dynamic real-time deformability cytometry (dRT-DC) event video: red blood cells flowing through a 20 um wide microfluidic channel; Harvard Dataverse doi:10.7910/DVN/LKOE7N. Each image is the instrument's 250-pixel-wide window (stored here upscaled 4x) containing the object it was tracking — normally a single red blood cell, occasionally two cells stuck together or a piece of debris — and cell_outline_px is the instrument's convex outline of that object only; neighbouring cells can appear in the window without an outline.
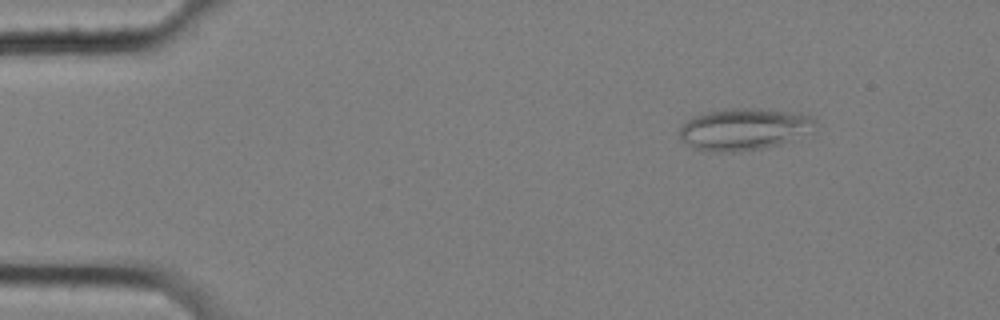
{"species": "common noctule bat (a hibernating species)", "species_latin": "Nyctalus noctula", "temperature_condition": "cold", "stored_images_in_passage": 57, "camera_frame_rate_fps": 3000, "um_per_image_px": 0.085, "animal": {"sex": "female", "body_mass_g": 25.1}, "frame": {"image": 1, "passage_image": 7, "time_ms": 2.0, "image_size_px": [1000, 320], "cell_outline_px": [[816, 120], [792, 140], [768, 148], [736, 152], [712, 152], [692, 148], [680, 136], [680, 128], [692, 116], [704, 112], [724, 108], [760, 108], [792, 112], [812, 116]], "centroid_in_image_um": [63.13, 10.97], "position_along_channel_um": 21.9, "area_um2": 32.77}}
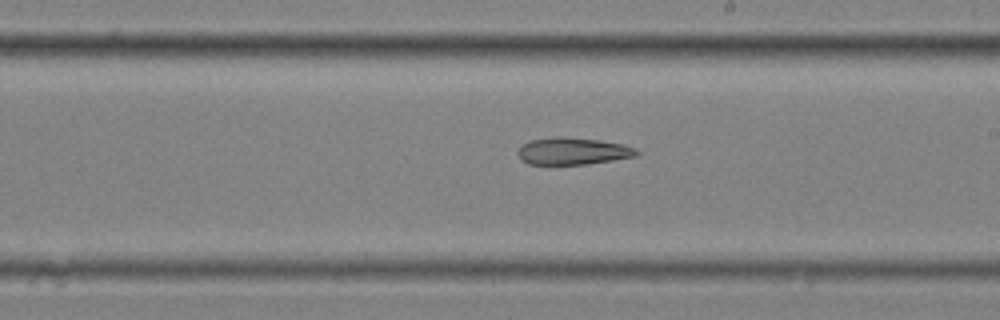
{"frame": {"image": 2, "passage_image": 33, "time_ms": 10.667, "image_size_px": [1000, 320], "cell_outline_px": [[640, 152], [636, 156], [588, 164], [528, 164], [520, 160], [516, 152], [524, 144], [532, 140], [556, 136], [560, 136], [600, 140], [624, 144], [636, 148]], "centroid_in_image_um": [48.7, 12.84], "position_along_channel_um": 240.3, "area_um2": 18.79}}
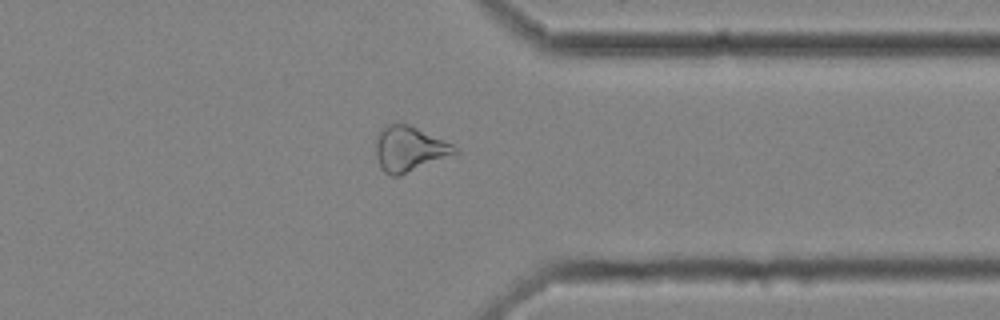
{"frame": {"image": 3, "passage_image": 45, "time_ms": 14.667, "image_size_px": [1000, 320], "cell_outline_px": [[460, 152], [456, 156], [396, 176], [392, 176], [384, 172], [380, 168], [376, 156], [376, 140], [380, 132], [388, 124], [408, 124], [452, 144]], "centroid_in_image_um": [34.84, 12.69], "position_along_channel_um": 376.6, "area_um2": 20.75}}